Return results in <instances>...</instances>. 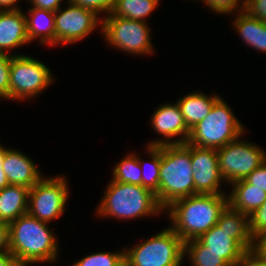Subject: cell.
<instances>
[{
  "label": "cell",
  "mask_w": 266,
  "mask_h": 266,
  "mask_svg": "<svg viewBox=\"0 0 266 266\" xmlns=\"http://www.w3.org/2000/svg\"><path fill=\"white\" fill-rule=\"evenodd\" d=\"M189 258L191 266H230L218 254L211 252L198 239L184 242V257Z\"/></svg>",
  "instance_id": "24"
},
{
  "label": "cell",
  "mask_w": 266,
  "mask_h": 266,
  "mask_svg": "<svg viewBox=\"0 0 266 266\" xmlns=\"http://www.w3.org/2000/svg\"><path fill=\"white\" fill-rule=\"evenodd\" d=\"M159 0H116L107 16L122 17L146 22L147 16L157 8Z\"/></svg>",
  "instance_id": "23"
},
{
  "label": "cell",
  "mask_w": 266,
  "mask_h": 266,
  "mask_svg": "<svg viewBox=\"0 0 266 266\" xmlns=\"http://www.w3.org/2000/svg\"><path fill=\"white\" fill-rule=\"evenodd\" d=\"M245 12L266 22V0H246Z\"/></svg>",
  "instance_id": "33"
},
{
  "label": "cell",
  "mask_w": 266,
  "mask_h": 266,
  "mask_svg": "<svg viewBox=\"0 0 266 266\" xmlns=\"http://www.w3.org/2000/svg\"><path fill=\"white\" fill-rule=\"evenodd\" d=\"M10 253L9 224L0 222V255Z\"/></svg>",
  "instance_id": "36"
},
{
  "label": "cell",
  "mask_w": 266,
  "mask_h": 266,
  "mask_svg": "<svg viewBox=\"0 0 266 266\" xmlns=\"http://www.w3.org/2000/svg\"><path fill=\"white\" fill-rule=\"evenodd\" d=\"M133 266H181L184 242L171 228H165L132 248H124Z\"/></svg>",
  "instance_id": "6"
},
{
  "label": "cell",
  "mask_w": 266,
  "mask_h": 266,
  "mask_svg": "<svg viewBox=\"0 0 266 266\" xmlns=\"http://www.w3.org/2000/svg\"><path fill=\"white\" fill-rule=\"evenodd\" d=\"M162 211L165 210L150 189L111 179L96 212L100 217H113L125 221L158 215Z\"/></svg>",
  "instance_id": "4"
},
{
  "label": "cell",
  "mask_w": 266,
  "mask_h": 266,
  "mask_svg": "<svg viewBox=\"0 0 266 266\" xmlns=\"http://www.w3.org/2000/svg\"><path fill=\"white\" fill-rule=\"evenodd\" d=\"M228 205L226 194H196L174 201L165 210L183 242L198 239L217 224Z\"/></svg>",
  "instance_id": "1"
},
{
  "label": "cell",
  "mask_w": 266,
  "mask_h": 266,
  "mask_svg": "<svg viewBox=\"0 0 266 266\" xmlns=\"http://www.w3.org/2000/svg\"><path fill=\"white\" fill-rule=\"evenodd\" d=\"M0 266H21L11 253L0 255Z\"/></svg>",
  "instance_id": "38"
},
{
  "label": "cell",
  "mask_w": 266,
  "mask_h": 266,
  "mask_svg": "<svg viewBox=\"0 0 266 266\" xmlns=\"http://www.w3.org/2000/svg\"><path fill=\"white\" fill-rule=\"evenodd\" d=\"M112 171L113 181L142 186V171L137 154H127Z\"/></svg>",
  "instance_id": "26"
},
{
  "label": "cell",
  "mask_w": 266,
  "mask_h": 266,
  "mask_svg": "<svg viewBox=\"0 0 266 266\" xmlns=\"http://www.w3.org/2000/svg\"><path fill=\"white\" fill-rule=\"evenodd\" d=\"M67 183L65 176L42 177L29 190L28 213L46 223L63 215L69 197Z\"/></svg>",
  "instance_id": "10"
},
{
  "label": "cell",
  "mask_w": 266,
  "mask_h": 266,
  "mask_svg": "<svg viewBox=\"0 0 266 266\" xmlns=\"http://www.w3.org/2000/svg\"><path fill=\"white\" fill-rule=\"evenodd\" d=\"M152 129L165 138L163 140H152L148 146H161L167 144L186 143L190 130L187 128L180 107L177 102L174 104H163L157 107L152 115ZM176 139H173L175 137ZM180 137V139H179Z\"/></svg>",
  "instance_id": "13"
},
{
  "label": "cell",
  "mask_w": 266,
  "mask_h": 266,
  "mask_svg": "<svg viewBox=\"0 0 266 266\" xmlns=\"http://www.w3.org/2000/svg\"><path fill=\"white\" fill-rule=\"evenodd\" d=\"M29 188L8 185L0 191V222L10 224L28 212Z\"/></svg>",
  "instance_id": "19"
},
{
  "label": "cell",
  "mask_w": 266,
  "mask_h": 266,
  "mask_svg": "<svg viewBox=\"0 0 266 266\" xmlns=\"http://www.w3.org/2000/svg\"><path fill=\"white\" fill-rule=\"evenodd\" d=\"M245 180L266 192V159L257 168H255Z\"/></svg>",
  "instance_id": "32"
},
{
  "label": "cell",
  "mask_w": 266,
  "mask_h": 266,
  "mask_svg": "<svg viewBox=\"0 0 266 266\" xmlns=\"http://www.w3.org/2000/svg\"><path fill=\"white\" fill-rule=\"evenodd\" d=\"M191 165L194 180V195L225 194L220 188L221 183L225 181L219 172L216 149L191 144Z\"/></svg>",
  "instance_id": "12"
},
{
  "label": "cell",
  "mask_w": 266,
  "mask_h": 266,
  "mask_svg": "<svg viewBox=\"0 0 266 266\" xmlns=\"http://www.w3.org/2000/svg\"><path fill=\"white\" fill-rule=\"evenodd\" d=\"M5 155V147L0 143V191L9 185L5 172L3 170V160Z\"/></svg>",
  "instance_id": "37"
},
{
  "label": "cell",
  "mask_w": 266,
  "mask_h": 266,
  "mask_svg": "<svg viewBox=\"0 0 266 266\" xmlns=\"http://www.w3.org/2000/svg\"><path fill=\"white\" fill-rule=\"evenodd\" d=\"M27 14L24 13L29 42L39 39L40 44L56 46L55 12L32 7Z\"/></svg>",
  "instance_id": "17"
},
{
  "label": "cell",
  "mask_w": 266,
  "mask_h": 266,
  "mask_svg": "<svg viewBox=\"0 0 266 266\" xmlns=\"http://www.w3.org/2000/svg\"><path fill=\"white\" fill-rule=\"evenodd\" d=\"M48 226L28 212L9 224L10 253L21 266L57 260L59 242Z\"/></svg>",
  "instance_id": "2"
},
{
  "label": "cell",
  "mask_w": 266,
  "mask_h": 266,
  "mask_svg": "<svg viewBox=\"0 0 266 266\" xmlns=\"http://www.w3.org/2000/svg\"><path fill=\"white\" fill-rule=\"evenodd\" d=\"M101 22V32L112 48L139 56L153 54L147 22L116 16H105Z\"/></svg>",
  "instance_id": "8"
},
{
  "label": "cell",
  "mask_w": 266,
  "mask_h": 266,
  "mask_svg": "<svg viewBox=\"0 0 266 266\" xmlns=\"http://www.w3.org/2000/svg\"><path fill=\"white\" fill-rule=\"evenodd\" d=\"M124 255V248L119 252H97L80 259L72 266H115Z\"/></svg>",
  "instance_id": "27"
},
{
  "label": "cell",
  "mask_w": 266,
  "mask_h": 266,
  "mask_svg": "<svg viewBox=\"0 0 266 266\" xmlns=\"http://www.w3.org/2000/svg\"><path fill=\"white\" fill-rule=\"evenodd\" d=\"M231 185L232 191L227 195L228 205L247 216L254 213L266 201V192L249 184L245 179Z\"/></svg>",
  "instance_id": "18"
},
{
  "label": "cell",
  "mask_w": 266,
  "mask_h": 266,
  "mask_svg": "<svg viewBox=\"0 0 266 266\" xmlns=\"http://www.w3.org/2000/svg\"><path fill=\"white\" fill-rule=\"evenodd\" d=\"M115 266H133L130 260L125 256V254L119 259Z\"/></svg>",
  "instance_id": "41"
},
{
  "label": "cell",
  "mask_w": 266,
  "mask_h": 266,
  "mask_svg": "<svg viewBox=\"0 0 266 266\" xmlns=\"http://www.w3.org/2000/svg\"><path fill=\"white\" fill-rule=\"evenodd\" d=\"M30 2L31 7L49 10L56 12L60 7L63 0H26Z\"/></svg>",
  "instance_id": "35"
},
{
  "label": "cell",
  "mask_w": 266,
  "mask_h": 266,
  "mask_svg": "<svg viewBox=\"0 0 266 266\" xmlns=\"http://www.w3.org/2000/svg\"><path fill=\"white\" fill-rule=\"evenodd\" d=\"M147 154L150 157V163L142 160L138 155L139 165L142 171V186L150 189L155 194L159 191V172L161 162V146H146ZM149 164V165H148ZM149 166L146 173L145 167Z\"/></svg>",
  "instance_id": "25"
},
{
  "label": "cell",
  "mask_w": 266,
  "mask_h": 266,
  "mask_svg": "<svg viewBox=\"0 0 266 266\" xmlns=\"http://www.w3.org/2000/svg\"><path fill=\"white\" fill-rule=\"evenodd\" d=\"M252 253L266 263V231L254 238Z\"/></svg>",
  "instance_id": "34"
},
{
  "label": "cell",
  "mask_w": 266,
  "mask_h": 266,
  "mask_svg": "<svg viewBox=\"0 0 266 266\" xmlns=\"http://www.w3.org/2000/svg\"><path fill=\"white\" fill-rule=\"evenodd\" d=\"M198 240L207 249L223 258L230 266H240L248 253L235 241V231H227L217 224L203 233Z\"/></svg>",
  "instance_id": "14"
},
{
  "label": "cell",
  "mask_w": 266,
  "mask_h": 266,
  "mask_svg": "<svg viewBox=\"0 0 266 266\" xmlns=\"http://www.w3.org/2000/svg\"><path fill=\"white\" fill-rule=\"evenodd\" d=\"M201 1L211 11L220 14H233V13L235 14V12L238 13L240 11H244L246 6V0H201Z\"/></svg>",
  "instance_id": "28"
},
{
  "label": "cell",
  "mask_w": 266,
  "mask_h": 266,
  "mask_svg": "<svg viewBox=\"0 0 266 266\" xmlns=\"http://www.w3.org/2000/svg\"><path fill=\"white\" fill-rule=\"evenodd\" d=\"M17 1L20 0H0V11L20 10L21 7L17 6Z\"/></svg>",
  "instance_id": "39"
},
{
  "label": "cell",
  "mask_w": 266,
  "mask_h": 266,
  "mask_svg": "<svg viewBox=\"0 0 266 266\" xmlns=\"http://www.w3.org/2000/svg\"><path fill=\"white\" fill-rule=\"evenodd\" d=\"M217 225L227 231H235V241L247 252H252L254 238L250 233L249 216L229 205L221 212Z\"/></svg>",
  "instance_id": "21"
},
{
  "label": "cell",
  "mask_w": 266,
  "mask_h": 266,
  "mask_svg": "<svg viewBox=\"0 0 266 266\" xmlns=\"http://www.w3.org/2000/svg\"><path fill=\"white\" fill-rule=\"evenodd\" d=\"M220 98L216 94L207 96L205 93L192 92L178 99L184 122L190 130L197 123L202 121L211 111L214 103Z\"/></svg>",
  "instance_id": "20"
},
{
  "label": "cell",
  "mask_w": 266,
  "mask_h": 266,
  "mask_svg": "<svg viewBox=\"0 0 266 266\" xmlns=\"http://www.w3.org/2000/svg\"><path fill=\"white\" fill-rule=\"evenodd\" d=\"M192 195L191 144L161 145L158 203L165 210L174 201Z\"/></svg>",
  "instance_id": "3"
},
{
  "label": "cell",
  "mask_w": 266,
  "mask_h": 266,
  "mask_svg": "<svg viewBox=\"0 0 266 266\" xmlns=\"http://www.w3.org/2000/svg\"><path fill=\"white\" fill-rule=\"evenodd\" d=\"M244 131L231 107L220 97L210 113L190 129L186 143L217 150L243 136Z\"/></svg>",
  "instance_id": "5"
},
{
  "label": "cell",
  "mask_w": 266,
  "mask_h": 266,
  "mask_svg": "<svg viewBox=\"0 0 266 266\" xmlns=\"http://www.w3.org/2000/svg\"><path fill=\"white\" fill-rule=\"evenodd\" d=\"M29 43L24 12L0 11V52L10 54L8 51Z\"/></svg>",
  "instance_id": "16"
},
{
  "label": "cell",
  "mask_w": 266,
  "mask_h": 266,
  "mask_svg": "<svg viewBox=\"0 0 266 266\" xmlns=\"http://www.w3.org/2000/svg\"><path fill=\"white\" fill-rule=\"evenodd\" d=\"M243 266H266V263L260 261L252 252L248 253Z\"/></svg>",
  "instance_id": "40"
},
{
  "label": "cell",
  "mask_w": 266,
  "mask_h": 266,
  "mask_svg": "<svg viewBox=\"0 0 266 266\" xmlns=\"http://www.w3.org/2000/svg\"><path fill=\"white\" fill-rule=\"evenodd\" d=\"M249 223L253 238L266 231V201L249 216Z\"/></svg>",
  "instance_id": "30"
},
{
  "label": "cell",
  "mask_w": 266,
  "mask_h": 266,
  "mask_svg": "<svg viewBox=\"0 0 266 266\" xmlns=\"http://www.w3.org/2000/svg\"><path fill=\"white\" fill-rule=\"evenodd\" d=\"M231 141L217 149L219 172L222 179L230 185L244 180L266 159V152L258 145L245 140Z\"/></svg>",
  "instance_id": "9"
},
{
  "label": "cell",
  "mask_w": 266,
  "mask_h": 266,
  "mask_svg": "<svg viewBox=\"0 0 266 266\" xmlns=\"http://www.w3.org/2000/svg\"><path fill=\"white\" fill-rule=\"evenodd\" d=\"M48 68L34 57L11 53L9 99L23 101L42 93L54 81Z\"/></svg>",
  "instance_id": "7"
},
{
  "label": "cell",
  "mask_w": 266,
  "mask_h": 266,
  "mask_svg": "<svg viewBox=\"0 0 266 266\" xmlns=\"http://www.w3.org/2000/svg\"><path fill=\"white\" fill-rule=\"evenodd\" d=\"M234 27L241 39L257 51L266 53V22L250 16L245 11L238 12Z\"/></svg>",
  "instance_id": "22"
},
{
  "label": "cell",
  "mask_w": 266,
  "mask_h": 266,
  "mask_svg": "<svg viewBox=\"0 0 266 266\" xmlns=\"http://www.w3.org/2000/svg\"><path fill=\"white\" fill-rule=\"evenodd\" d=\"M11 54L0 52V99L9 100Z\"/></svg>",
  "instance_id": "29"
},
{
  "label": "cell",
  "mask_w": 266,
  "mask_h": 266,
  "mask_svg": "<svg viewBox=\"0 0 266 266\" xmlns=\"http://www.w3.org/2000/svg\"><path fill=\"white\" fill-rule=\"evenodd\" d=\"M67 2L66 9L61 10L60 7L55 12L56 45L81 41L102 25V19L94 11L73 4L70 0Z\"/></svg>",
  "instance_id": "11"
},
{
  "label": "cell",
  "mask_w": 266,
  "mask_h": 266,
  "mask_svg": "<svg viewBox=\"0 0 266 266\" xmlns=\"http://www.w3.org/2000/svg\"><path fill=\"white\" fill-rule=\"evenodd\" d=\"M73 4H76L80 7H83L85 9H89L94 11L96 14L99 15L102 12L108 15L112 9L114 8V5L116 3V0H70Z\"/></svg>",
  "instance_id": "31"
},
{
  "label": "cell",
  "mask_w": 266,
  "mask_h": 266,
  "mask_svg": "<svg viewBox=\"0 0 266 266\" xmlns=\"http://www.w3.org/2000/svg\"><path fill=\"white\" fill-rule=\"evenodd\" d=\"M3 170L9 185H21L29 189L43 177L28 155L12 148H5Z\"/></svg>",
  "instance_id": "15"
}]
</instances>
